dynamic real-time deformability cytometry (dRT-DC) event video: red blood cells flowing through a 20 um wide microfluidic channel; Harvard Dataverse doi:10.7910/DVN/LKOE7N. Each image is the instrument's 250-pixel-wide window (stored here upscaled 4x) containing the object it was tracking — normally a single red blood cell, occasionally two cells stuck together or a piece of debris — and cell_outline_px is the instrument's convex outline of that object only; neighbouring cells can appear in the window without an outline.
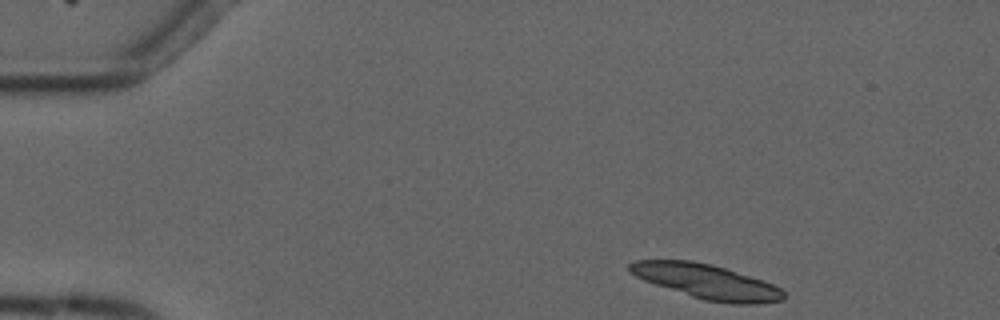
{"species": "common noctule bat (a hibernating species)", "species_latin": "Nyctalus noctula", "temperature_condition": "cold", "stored_images_in_passage": 6, "segment_of_instrument_passage": [1, 2], "camera_frame_rate_fps": 3000, "um_per_image_px": 0.085, "animal": {"sex": "male", "forearm_length_mm": 52.5}, "frame": {"image": 1, "passage_image": 1, "time_ms": 0.0, "image_size_px": [1000, 320], "cell_outline_px": [[784, 300], [760, 304], [732, 304], [704, 300], [644, 280], [628, 272], [628, 264], [632, 260], [692, 260], [724, 268], [772, 284], [780, 288], [784, 292]], "centroid_in_image_um": [60.04, 23.94], "position_along_channel_um": 25.0, "area_um2": 30.63}}